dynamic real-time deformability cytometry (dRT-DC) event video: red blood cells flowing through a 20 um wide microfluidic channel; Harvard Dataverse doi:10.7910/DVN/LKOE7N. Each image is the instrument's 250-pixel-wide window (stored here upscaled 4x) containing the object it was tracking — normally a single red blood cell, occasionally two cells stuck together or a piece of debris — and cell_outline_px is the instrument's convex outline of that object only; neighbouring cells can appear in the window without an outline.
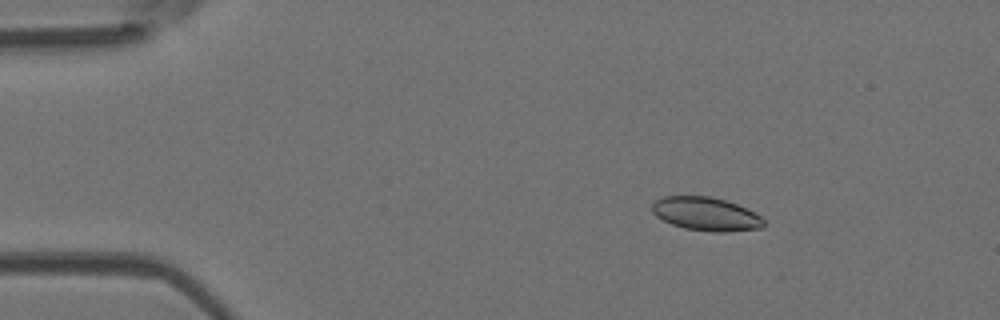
{"species": "Egyptian fruit bat (a non-hibernating species)", "species_latin": "Rousettus aegyptiacus", "temperature_condition": "room temperature", "stored_images_in_passage": 44, "camera_frame_rate_fps": 3000, "um_per_image_px": 0.085, "animal": {"sex": "female"}, "frame": {"image": 1, "passage_image": 1, "time_ms": 0.0, "image_size_px": [1000, 320], "cell_outline_px": [[764, 228], [724, 232], [712, 232], [684, 228], [672, 224], [656, 216], [652, 212], [652, 204], [656, 200], [664, 196], [712, 196], [736, 204], [760, 216], [764, 220]], "centroid_in_image_um": [60.0, 18.19], "position_along_channel_um": 25.0, "area_um2": 21.68}}
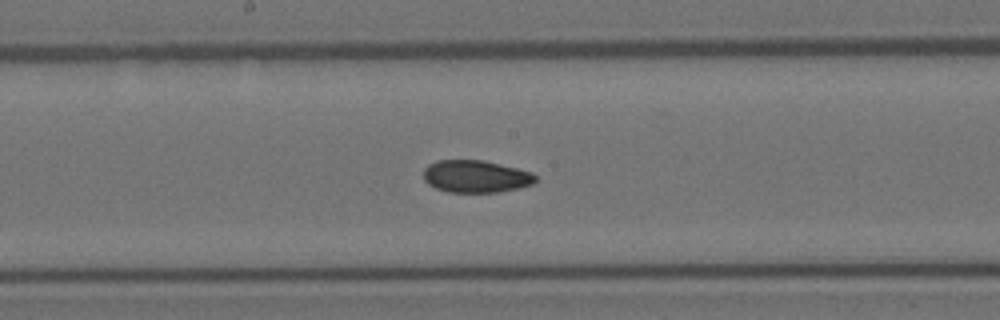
{"frame": {"image": 2, "passage_image": 20, "time_ms": 6.333, "image_size_px": [1000, 320], "cell_outline_px": [[536, 180], [532, 184], [520, 188], [500, 192], [448, 192], [436, 188], [428, 184], [424, 180], [424, 168], [428, 164], [436, 160], [484, 160], [532, 172], [536, 176]], "centroid_in_image_um": [40.43, 14.99], "position_along_channel_um": 207.8, "area_um2": 21.21}}
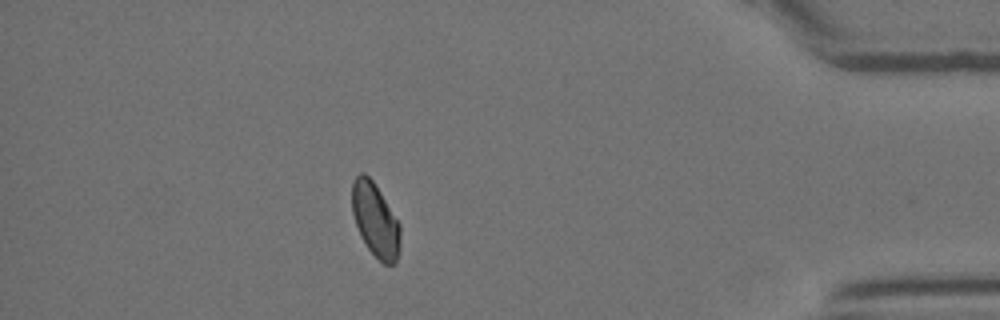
{"frame": {"image": 3, "passage_image": 38, "time_ms": 12.333, "image_size_px": [1000, 320], "cell_outline_px": [[400, 248], [396, 264], [384, 264], [368, 248], [360, 236], [352, 212], [352, 180], [360, 172], [364, 172], [372, 180], [380, 192], [400, 224]], "centroid_in_image_um": [31.9, 18.7], "position_along_channel_um": 403.3, "area_um2": 20.69}, "authors_computed_cell_mechanics": {"area_um2": 21.5016, "velocity_mm_per_s": 3.9954, "shape_relaxation_time_tau1_ms": 7.982, "shape_relaxation_time_tau2_ms": 1.9943, "deformation_change_tau1": 0.1402, "deformation_change_tau2": 0.0607}}